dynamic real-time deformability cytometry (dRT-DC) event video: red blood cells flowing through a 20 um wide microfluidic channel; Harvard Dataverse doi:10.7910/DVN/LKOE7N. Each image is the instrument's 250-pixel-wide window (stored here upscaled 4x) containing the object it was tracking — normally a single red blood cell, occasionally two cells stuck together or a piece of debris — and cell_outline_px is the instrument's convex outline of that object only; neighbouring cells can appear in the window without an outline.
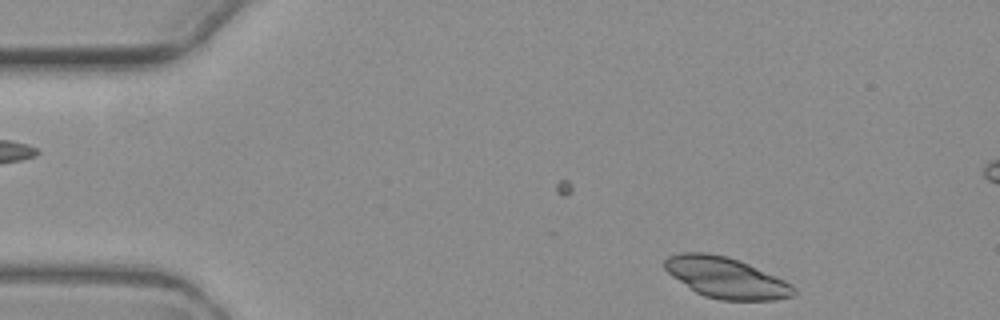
{"species": "common noctule bat (a hibernating species)", "species_latin": "Nyctalus noctula", "temperature_condition": "warm", "stored_images_in_passage": 5, "camera_frame_rate_fps": 3000, "um_per_image_px": 0.085, "animal": {"sex": "female", "body_mass_g": 19.3, "forearm_length_mm": 54.1}, "frame": {"image": 1, "passage_image": 5, "time_ms": 4.667, "image_size_px": [1000, 320], "cell_outline_px": [[796, 292], [792, 296], [776, 300], [720, 300], [704, 296], [696, 292], [672, 276], [664, 268], [664, 260], [668, 256], [680, 252], [704, 252], [728, 256], [748, 264], [784, 280], [792, 284], [796, 288]], "centroid_in_image_um": [61.7, 23.6], "position_along_channel_um": 23.3, "area_um2": 30.63}}